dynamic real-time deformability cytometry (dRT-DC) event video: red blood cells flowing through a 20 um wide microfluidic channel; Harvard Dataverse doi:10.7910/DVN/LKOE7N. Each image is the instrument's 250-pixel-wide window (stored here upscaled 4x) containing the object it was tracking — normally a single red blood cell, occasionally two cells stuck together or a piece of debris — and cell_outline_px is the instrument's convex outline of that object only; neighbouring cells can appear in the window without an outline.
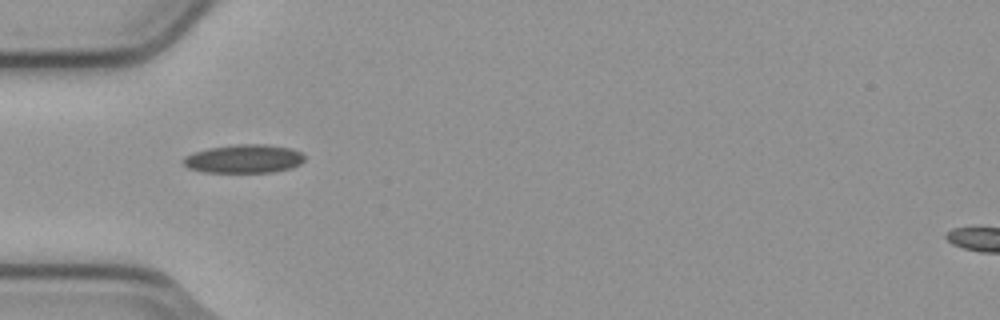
{"species": "common noctule bat (a hibernating species)", "species_latin": "Nyctalus noctula", "temperature_condition": "cold", "stored_images_in_passage": 3, "camera_frame_rate_fps": 3000, "um_per_image_px": 0.085, "animal": {"sex": "male", "body_mass_g": 23.1, "forearm_length_mm": 52.7}, "frame": {"image": 1, "passage_image": 1, "time_ms": 0.0, "image_size_px": [1000, 320], "cell_outline_px": [[304, 160], [300, 164], [288, 168], [272, 172], [204, 172], [188, 168], [184, 164], [184, 156], [208, 148], [236, 144], [268, 144], [292, 148], [300, 152], [304, 156]], "centroid_in_image_um": [20.74, 13.49], "position_along_channel_um": 64.3, "area_um2": 20.06}}
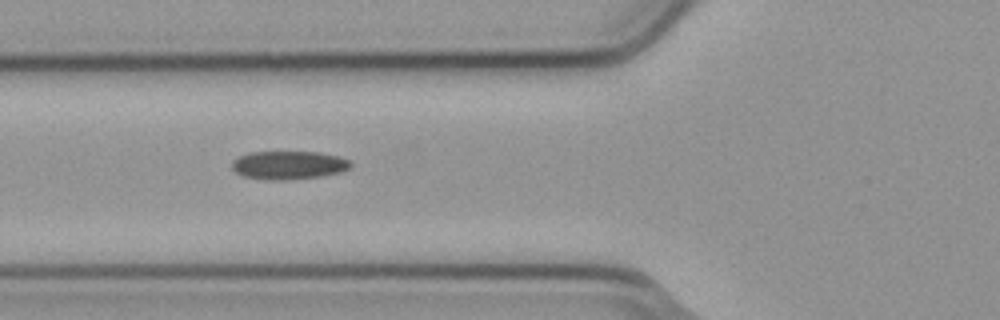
{"frame": {"image": 2, "passage_image": 2, "time_ms": 0.333, "image_size_px": [1000, 320], "cell_outline_px": [[352, 164], [348, 168], [340, 172], [324, 176], [288, 180], [268, 180], [244, 176], [236, 172], [232, 168], [232, 160], [248, 152], [320, 152], [340, 156], [348, 160]], "centroid_in_image_um": [24.54, 14.03], "position_along_channel_um": 101.3, "area_um2": 19.71}}
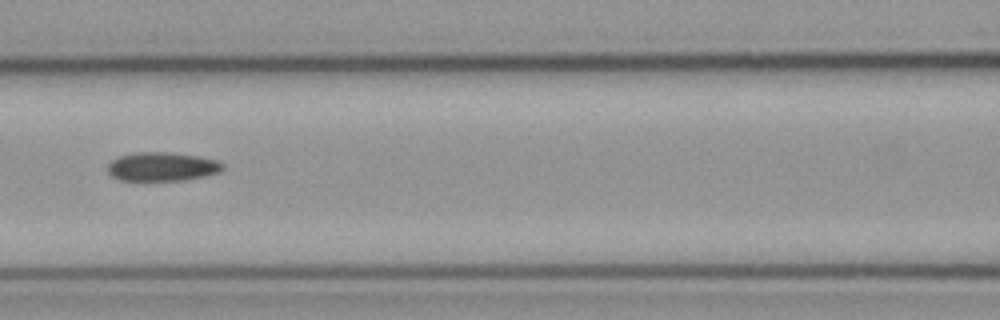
{"frame": {"image": 3, "passage_image": 3, "time_ms": 0.667, "image_size_px": [1000, 320], "cell_outline_px": [[224, 168], [220, 172], [204, 176], [184, 180], [120, 180], [112, 176], [108, 172], [108, 164], [112, 160], [120, 156], [136, 152], [172, 152], [200, 156], [220, 160], [224, 164]], "centroid_in_image_um": [13.83, 14.15], "position_along_channel_um": 152.8, "area_um2": 19.48}}